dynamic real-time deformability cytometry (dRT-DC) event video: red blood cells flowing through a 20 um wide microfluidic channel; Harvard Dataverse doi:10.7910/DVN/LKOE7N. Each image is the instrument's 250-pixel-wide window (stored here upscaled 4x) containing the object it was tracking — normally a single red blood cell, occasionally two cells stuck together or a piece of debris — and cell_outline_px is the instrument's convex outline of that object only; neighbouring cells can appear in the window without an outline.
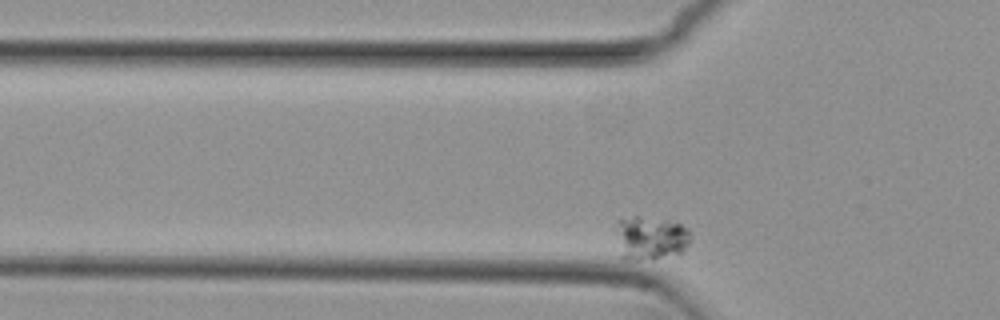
{"species": "common noctule bat (a hibernating species)", "species_latin": "Nyctalus noctula", "temperature_condition": "cold", "stored_images_in_passage": 36, "camera_frame_rate_fps": 3000, "um_per_image_px": 0.085, "animal": {"sex": "female", "body_mass_g": 29.2, "forearm_length_mm": 56.3}, "frame": {"image": 1, "passage_image": 2, "time_ms": 0.333, "image_size_px": [1000, 320], "cell_outline_px": [[692, 236], [684, 252], [652, 260], [624, 260], [620, 256], [616, 220], [632, 216], [640, 216], [668, 220], [680, 224], [688, 228]], "centroid_in_image_um": [55.31, 20.24], "position_along_channel_um": 70.5, "area_um2": 19.42}}
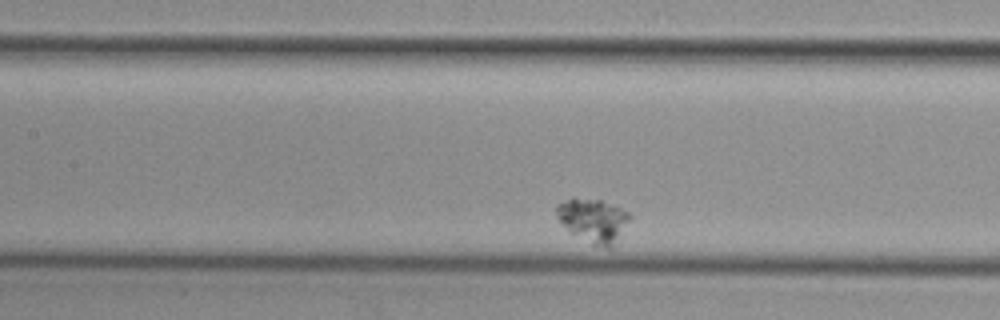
{"frame": {"image": 2, "passage_image": 11, "time_ms": 3.333, "image_size_px": [1000, 320], "cell_outline_px": [[632, 216], [612, 248], [604, 248], [592, 244], [572, 232], [560, 224], [556, 216], [556, 204], [572, 196], [600, 200], [612, 204], [628, 212]], "centroid_in_image_um": [50.4, 18.7], "position_along_channel_um": 157.0, "area_um2": 18.79}}
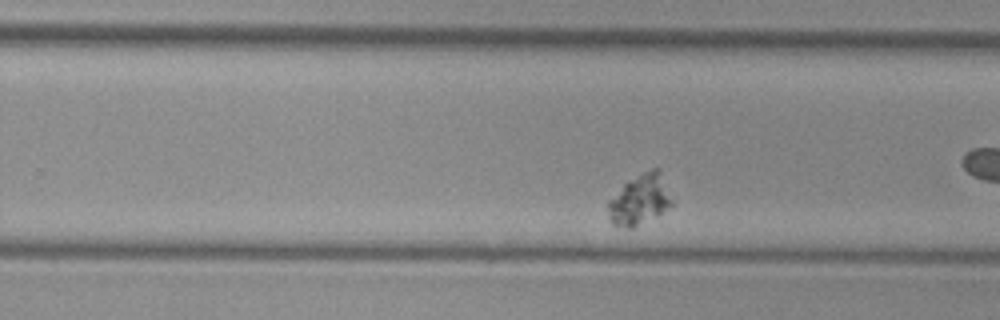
{"frame": {"image": 3, "passage_image": 22, "time_ms": 7.0, "image_size_px": [1000, 320], "cell_outline_px": [[672, 204], [660, 212], [632, 228], [624, 228], [612, 224], [608, 220], [608, 200], [628, 180], [652, 168], [660, 168], [672, 200]], "centroid_in_image_um": [54.34, 16.96], "position_along_channel_um": 275.5, "area_um2": 18.44}}